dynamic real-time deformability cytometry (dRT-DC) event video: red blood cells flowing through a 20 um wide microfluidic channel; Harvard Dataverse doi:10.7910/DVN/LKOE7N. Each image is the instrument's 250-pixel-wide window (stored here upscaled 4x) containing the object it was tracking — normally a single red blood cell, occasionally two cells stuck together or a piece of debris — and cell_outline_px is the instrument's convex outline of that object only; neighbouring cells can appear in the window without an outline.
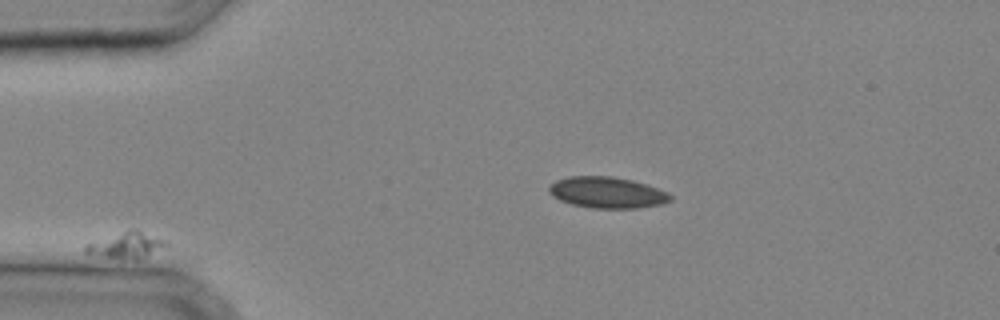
{"species": "common noctule bat (a hibernating species)", "species_latin": "Nyctalus noctula", "temperature_condition": "cold", "stored_images_in_passage": 28, "camera_frame_rate_fps": 3000, "um_per_image_px": 0.085, "animal": {"sex": "male", "body_mass_g": 20.4}, "frame": {"image": 1, "passage_image": 1, "time_ms": 0.0, "image_size_px": [1000, 320], "cell_outline_px": [[168, 244], [136, 260], [120, 260], [84, 252], [84, 248], [88, 244], [128, 228], [136, 228], [168, 240]], "centroid_in_image_um": [10.76, 20.82], "position_along_channel_um": 74.2, "area_um2": 12.31}}
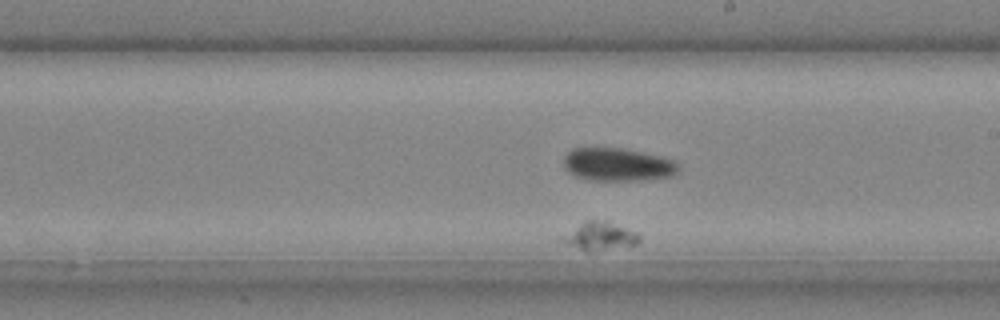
{"frame": {"image": 2, "passage_image": 14, "time_ms": 4.333, "image_size_px": [1000, 320], "cell_outline_px": [[640, 240], [636, 244], [588, 252], [584, 252], [564, 240], [588, 220], [604, 220], [636, 232], [640, 236]], "centroid_in_image_um": [51.15, 20.09], "position_along_channel_um": 237.9, "area_um2": 11.5}}
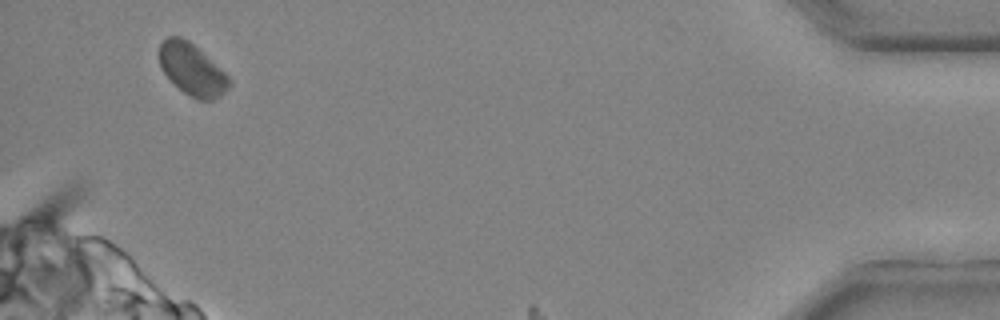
{"frame": {"image": 3, "passage_image": 27, "time_ms": 8.667, "image_size_px": [1000, 320], "cell_outline_px": [[232, 84], [220, 96], [212, 100], [196, 100], [184, 92], [160, 68], [160, 44], [168, 36], [180, 36], [188, 40], [220, 68], [232, 80]], "centroid_in_image_um": [16.35, 5.91], "position_along_channel_um": 418.9, "area_um2": 20.69}}